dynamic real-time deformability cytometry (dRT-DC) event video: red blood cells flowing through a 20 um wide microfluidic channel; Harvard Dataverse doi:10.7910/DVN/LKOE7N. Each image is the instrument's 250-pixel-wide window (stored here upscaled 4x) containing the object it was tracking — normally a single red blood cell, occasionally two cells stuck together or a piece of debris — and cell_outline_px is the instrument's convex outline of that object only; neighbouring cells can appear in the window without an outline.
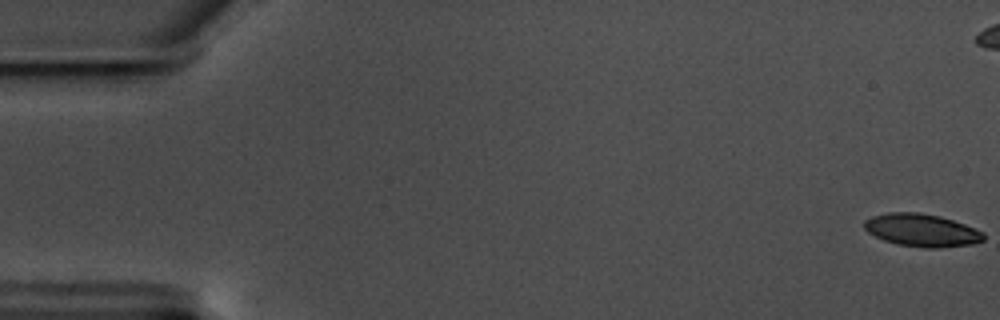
{"species": "common noctule bat (a hibernating species)", "species_latin": "Nyctalus noctula", "temperature_condition": "warm", "stored_images_in_passage": 48, "camera_frame_rate_fps": 3000, "um_per_image_px": 0.085, "animal": {"sex": "male", "body_mass_g": 17.5, "forearm_length_mm": 52.3}, "frame": {"image": 1, "passage_image": 1, "time_ms": 0.0, "image_size_px": [1000, 320], "cell_outline_px": [[984, 240], [972, 244], [936, 248], [924, 248], [896, 244], [884, 240], [868, 232], [864, 228], [864, 220], [872, 216], [888, 212], [920, 212], [940, 216], [964, 224], [984, 232]], "centroid_in_image_um": [78.33, 19.56], "position_along_channel_um": 6.7, "area_um2": 22.77}}
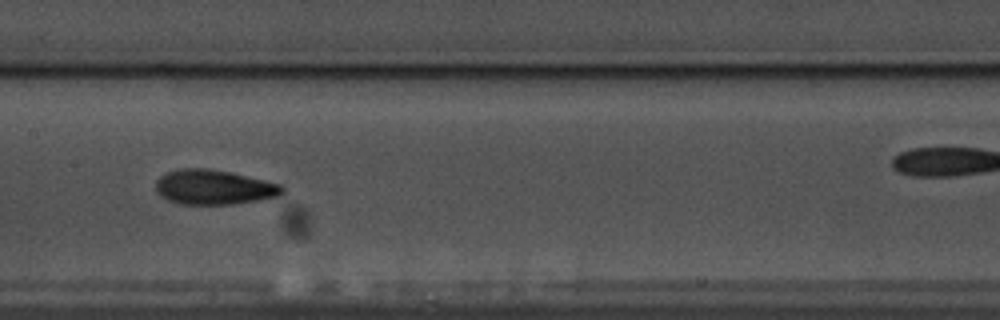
{"frame": {"image": 2, "passage_image": 30, "time_ms": 9.667, "image_size_px": [1000, 320], "cell_outline_px": [[284, 192], [276, 196], [256, 200], [232, 204], [180, 204], [168, 200], [160, 196], [156, 192], [156, 180], [160, 176], [168, 172], [180, 168], [208, 168], [228, 172], [264, 180], [280, 184], [284, 188]], "centroid_in_image_um": [18.13, 15.91], "position_along_channel_um": 189.3, "area_um2": 25.37}}
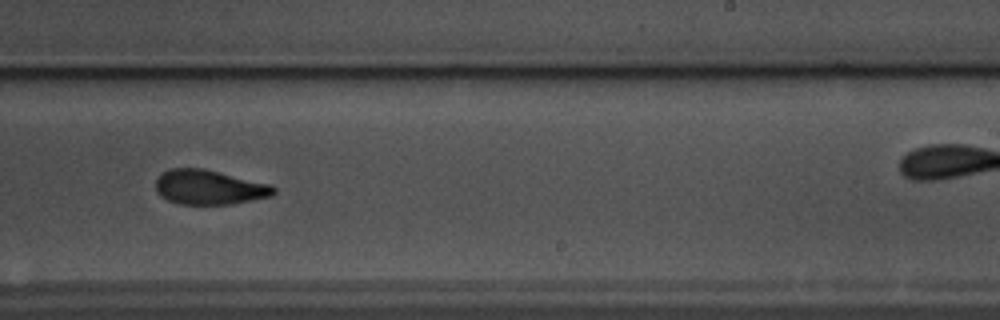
{"frame": {"image": 3, "passage_image": 37, "time_ms": 12.0, "image_size_px": [1000, 320], "cell_outline_px": [[276, 192], [272, 196], [232, 204], [180, 204], [168, 200], [160, 196], [156, 192], [156, 180], [164, 172], [172, 168], [204, 168], [272, 184], [276, 188]], "centroid_in_image_um": [17.82, 15.91], "position_along_channel_um": 271.2, "area_um2": 23.93}}